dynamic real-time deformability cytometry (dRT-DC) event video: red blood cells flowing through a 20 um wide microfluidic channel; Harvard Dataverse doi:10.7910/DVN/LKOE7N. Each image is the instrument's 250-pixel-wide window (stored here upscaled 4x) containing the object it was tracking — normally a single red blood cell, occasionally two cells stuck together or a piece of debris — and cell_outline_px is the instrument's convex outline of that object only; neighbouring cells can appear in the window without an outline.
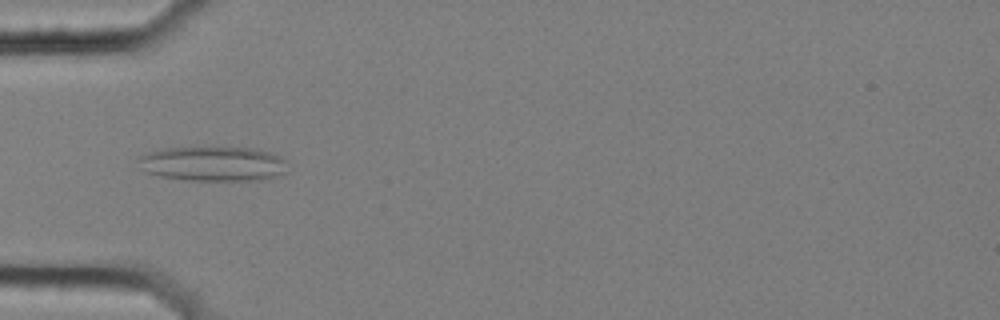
{"species": "common noctule bat (a hibernating species)", "species_latin": "Nyctalus noctula", "temperature_condition": "cold", "stored_images_in_passage": 9, "camera_frame_rate_fps": 3000, "um_per_image_px": 0.085, "animal": {"sex": "female", "body_mass_g": 25.1}, "frame": {"image": 1, "passage_image": 4, "time_ms": 1.0, "image_size_px": [1000, 320], "cell_outline_px": [[288, 172], [280, 176], [260, 180], [184, 180], [160, 176], [144, 172], [140, 168], [136, 156], [148, 152], [164, 148], [252, 148], [268, 152], [280, 156], [284, 160]], "centroid_in_image_um": [18.08, 13.93], "position_along_channel_um": 66.9, "area_um2": 30.35}}
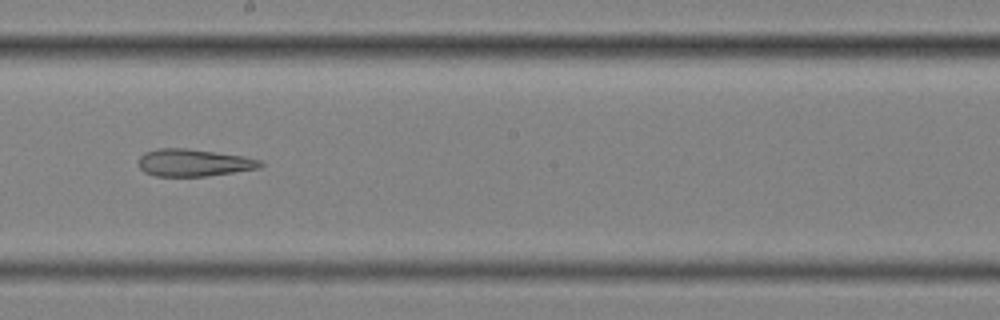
{"frame": {"image": 2, "passage_image": 8, "time_ms": 2.333, "image_size_px": [1000, 320], "cell_outline_px": [[264, 164], [260, 168], [208, 176], [156, 176], [144, 172], [140, 168], [140, 156], [144, 152], [160, 148], [188, 148], [244, 156], [260, 160]], "centroid_in_image_um": [16.48, 13.83], "position_along_channel_um": 231.7, "area_um2": 19.36}}
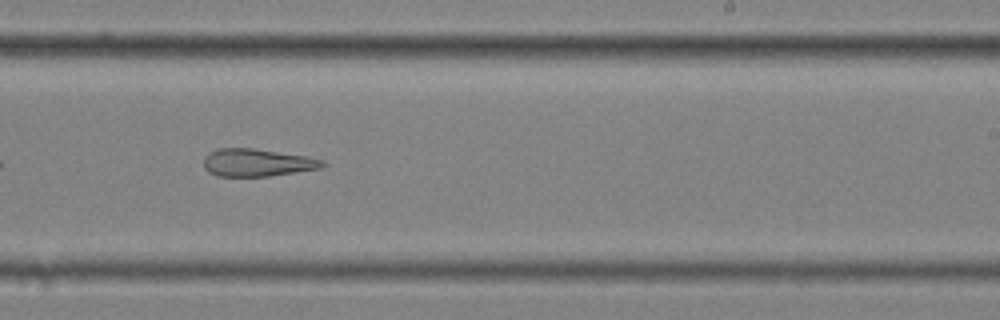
{"frame": {"image": 3, "passage_image": 9, "time_ms": 2.667, "image_size_px": [1000, 320], "cell_outline_px": [[328, 164], [320, 168], [268, 176], [216, 176], [208, 172], [204, 168], [204, 156], [216, 148], [256, 148], [304, 156], [324, 160]], "centroid_in_image_um": [21.82, 13.81], "position_along_channel_um": 267.2, "area_um2": 19.13}}